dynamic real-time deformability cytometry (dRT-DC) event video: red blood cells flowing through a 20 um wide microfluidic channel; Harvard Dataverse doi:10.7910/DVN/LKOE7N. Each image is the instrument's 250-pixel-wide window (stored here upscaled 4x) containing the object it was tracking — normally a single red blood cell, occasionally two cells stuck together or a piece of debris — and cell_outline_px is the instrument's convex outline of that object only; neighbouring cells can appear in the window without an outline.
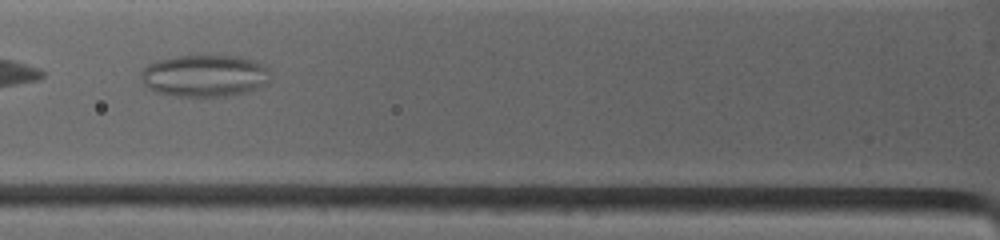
{"species": "common noctule bat (a hibernating species)", "species_latin": "Nyctalus noctula", "temperature_condition": "warm", "stored_images_in_passage": 8, "camera_frame_rate_fps": 4500, "um_per_image_px": 0.085, "animal": {"sex": "female", "body_mass_g": 19.0, "forearm_length_mm": 53.3}, "frame": {"image": 1, "passage_image": 3, "time_ms": 2.0, "image_size_px": [1000, 240], "cell_outline_px": [[268, 72], [252, 88], [240, 92], [212, 96], [180, 96], [160, 92], [152, 88], [144, 80], [144, 68], [148, 64], [156, 60], [176, 56], [236, 56], [252, 60], [268, 68]], "centroid_in_image_um": [17.29, 6.39], "position_along_channel_um": 108.5, "area_um2": 29.65}}